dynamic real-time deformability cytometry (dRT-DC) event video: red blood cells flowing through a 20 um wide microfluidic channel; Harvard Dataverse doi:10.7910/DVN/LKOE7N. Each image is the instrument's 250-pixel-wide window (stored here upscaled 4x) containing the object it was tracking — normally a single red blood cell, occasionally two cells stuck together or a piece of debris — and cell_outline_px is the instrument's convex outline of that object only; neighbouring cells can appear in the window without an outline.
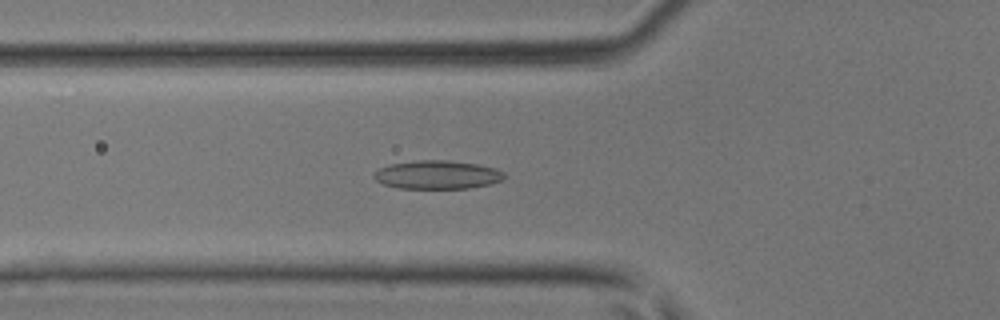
{"species": "common noctule bat (a hibernating species)", "species_latin": "Nyctalus noctula", "temperature_condition": "room temperature", "stored_images_in_passage": 46, "camera_frame_rate_fps": 3000, "um_per_image_px": 0.085, "animal": {"sex": "male", "body_mass_g": 17.9, "forearm_length_mm": 54.2}, "frame": {"image": 1, "passage_image": 17, "time_ms": 5.333, "image_size_px": [1000, 320], "cell_outline_px": [[504, 180], [488, 184], [468, 188], [396, 188], [384, 184], [376, 180], [372, 176], [380, 168], [388, 164], [420, 160], [448, 160], [476, 164], [496, 168], [504, 172]], "centroid_in_image_um": [37.17, 14.85], "position_along_channel_um": 88.6, "area_um2": 21.56}}
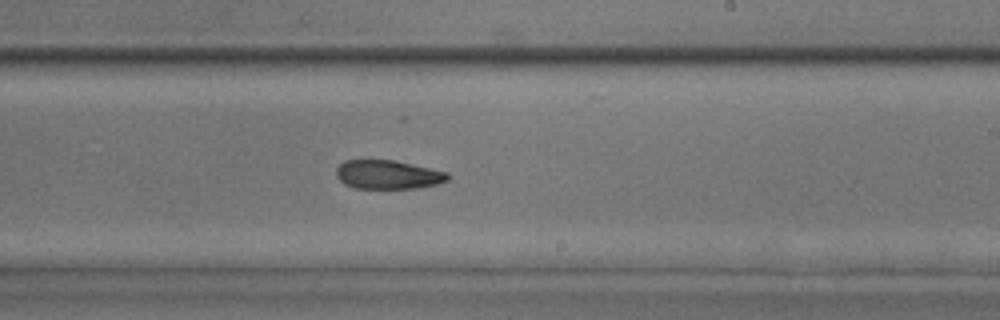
{"frame": {"image": 2, "passage_image": 28, "time_ms": 9.0, "image_size_px": [1000, 320], "cell_outline_px": [[452, 176], [448, 180], [436, 184], [416, 188], [352, 188], [344, 184], [336, 176], [336, 168], [344, 160], [392, 160], [448, 172]], "centroid_in_image_um": [32.96, 14.84], "position_along_channel_um": 256.0, "area_um2": 18.73}}
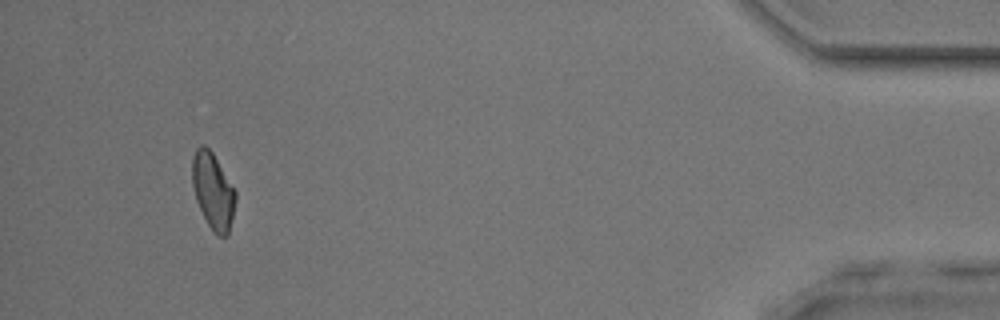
{"frame": {"image": 3, "passage_image": 43, "time_ms": 14.0, "image_size_px": [1000, 320], "cell_outline_px": [[236, 200], [228, 236], [216, 236], [212, 232], [196, 200], [192, 184], [192, 156], [196, 148], [200, 144], [204, 144], [212, 152], [236, 192]], "centroid_in_image_um": [18.09, 16.24], "position_along_channel_um": 417.1, "area_um2": 19.19}}